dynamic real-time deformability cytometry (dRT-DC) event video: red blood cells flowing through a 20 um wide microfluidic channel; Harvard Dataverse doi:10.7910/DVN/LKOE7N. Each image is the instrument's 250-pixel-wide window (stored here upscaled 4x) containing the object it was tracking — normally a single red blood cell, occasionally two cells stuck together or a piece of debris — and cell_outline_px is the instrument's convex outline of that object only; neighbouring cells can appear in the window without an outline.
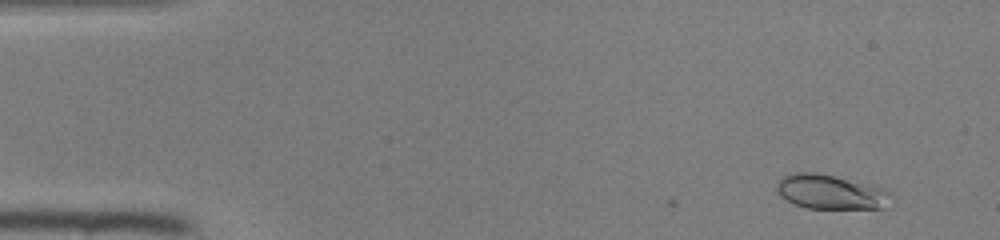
{"species": "common noctule bat (a hibernating species)", "species_latin": "Nyctalus noctula", "temperature_condition": "room temperature", "stored_images_in_passage": 2, "camera_frame_rate_fps": 3000, "um_per_image_px": 0.085, "animal": {"sex": "female", "body_mass_g": 22.0, "forearm_length_mm": 56.7}, "frame": {"image": 1, "passage_image": 2, "time_ms": 0.333, "image_size_px": [1000, 240], "cell_outline_px": [[888, 192], [884, 208], [808, 208], [796, 204], [780, 196], [776, 188], [776, 184], [784, 176], [796, 172], [816, 172], [880, 188]], "centroid_in_image_um": [70.48, 16.31], "position_along_channel_um": 14.5, "area_um2": 21.96}}